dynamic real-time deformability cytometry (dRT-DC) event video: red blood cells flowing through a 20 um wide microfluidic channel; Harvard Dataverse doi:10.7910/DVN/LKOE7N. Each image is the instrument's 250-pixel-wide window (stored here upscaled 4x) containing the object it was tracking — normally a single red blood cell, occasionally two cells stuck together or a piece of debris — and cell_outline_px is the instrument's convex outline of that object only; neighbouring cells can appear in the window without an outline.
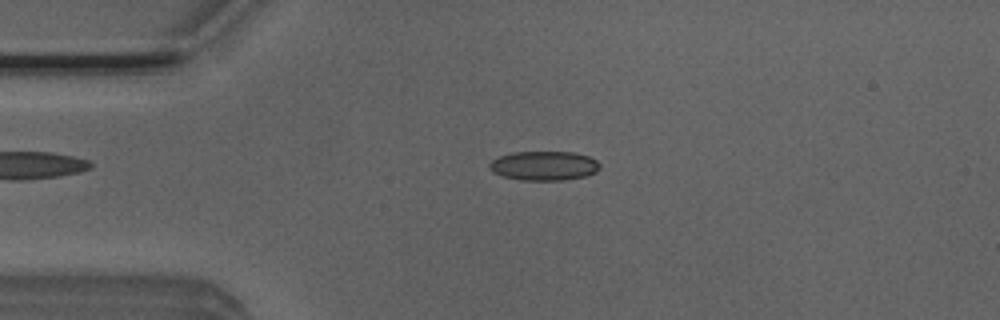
{"species": "Egyptian fruit bat (a non-hibernating species)", "species_latin": "Rousettus aegyptiacus", "temperature_condition": "room temperature", "stored_images_in_passage": 51, "camera_frame_rate_fps": 3000, "um_per_image_px": 0.085, "animal": {"sex": "male"}, "frame": {"image": 1, "passage_image": 11, "time_ms": 3.333, "image_size_px": [1000, 320], "cell_outline_px": [[600, 168], [596, 172], [584, 176], [564, 180], [520, 180], [504, 176], [492, 172], [488, 168], [488, 164], [492, 160], [500, 156], [512, 152], [572, 152], [588, 156], [596, 160], [600, 164]], "centroid_in_image_um": [46.22, 14.09], "position_along_channel_um": 38.8, "area_um2": 18.84}}
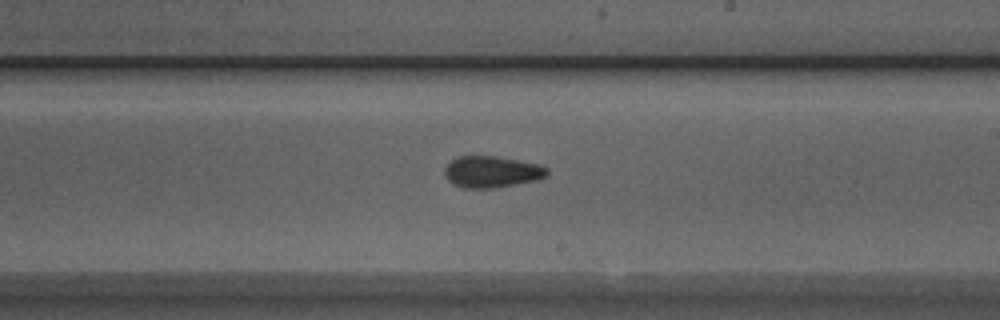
{"frame": {"image": 2, "passage_image": 29, "time_ms": 9.333, "image_size_px": [1000, 320], "cell_outline_px": [[548, 176], [540, 180], [496, 188], [460, 188], [452, 184], [444, 176], [444, 168], [452, 160], [460, 156], [496, 156], [540, 164], [548, 168]], "centroid_in_image_um": [41.82, 14.62], "position_along_channel_um": 247.2, "area_um2": 19.19}}
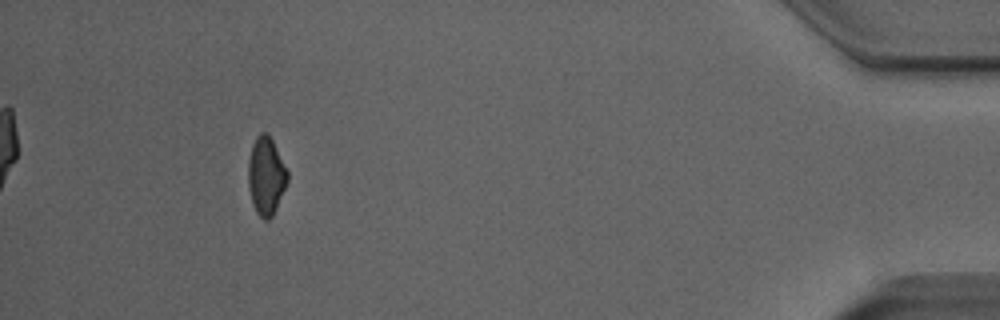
{"frame": {"image": 3, "passage_image": 47, "time_ms": 15.333, "image_size_px": [1000, 320], "cell_outline_px": [[288, 180], [276, 208], [272, 216], [268, 220], [264, 220], [256, 212], [252, 204], [248, 184], [248, 160], [252, 144], [256, 136], [260, 132], [264, 132], [272, 140], [288, 172]], "centroid_in_image_um": [22.59, 14.96], "position_along_channel_um": 412.6, "area_um2": 17.69}, "authors_computed_cell_mechanics": {"area_um2": 18.3804, "velocity_mm_per_s": 3.905, "shape_relaxation_time_tau1_ms": 6.8195, "shape_relaxation_time_tau2_ms": 3.9763, "deformation_change_tau1": 0.1129, "deformation_change_tau2": 0.0964}}